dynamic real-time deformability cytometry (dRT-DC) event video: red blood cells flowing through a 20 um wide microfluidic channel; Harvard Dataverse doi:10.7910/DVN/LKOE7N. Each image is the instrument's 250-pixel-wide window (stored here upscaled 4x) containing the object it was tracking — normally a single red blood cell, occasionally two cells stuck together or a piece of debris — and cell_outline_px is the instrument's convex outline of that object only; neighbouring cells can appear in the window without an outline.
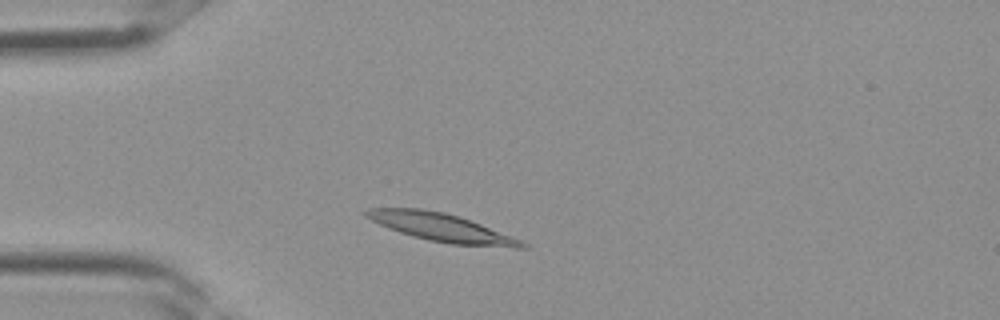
{"species": "Egyptian fruit bat (a non-hibernating species)", "species_latin": "Rousettus aegyptiacus", "temperature_condition": "room temperature", "stored_images_in_passage": 1, "camera_frame_rate_fps": 3000, "um_per_image_px": 0.085, "frame": {"image": 1, "passage_image": 1, "time_ms": 0.0, "image_size_px": [1000, 320], "cell_outline_px": [[528, 248], [516, 248], [452, 244], [428, 240], [412, 236], [388, 228], [364, 216], [360, 212], [368, 208], [424, 208], [444, 212], [480, 224], [520, 240], [528, 244]], "centroid_in_image_um": [37.46, 19.33], "position_along_channel_um": 47.5, "area_um2": 25.26}}